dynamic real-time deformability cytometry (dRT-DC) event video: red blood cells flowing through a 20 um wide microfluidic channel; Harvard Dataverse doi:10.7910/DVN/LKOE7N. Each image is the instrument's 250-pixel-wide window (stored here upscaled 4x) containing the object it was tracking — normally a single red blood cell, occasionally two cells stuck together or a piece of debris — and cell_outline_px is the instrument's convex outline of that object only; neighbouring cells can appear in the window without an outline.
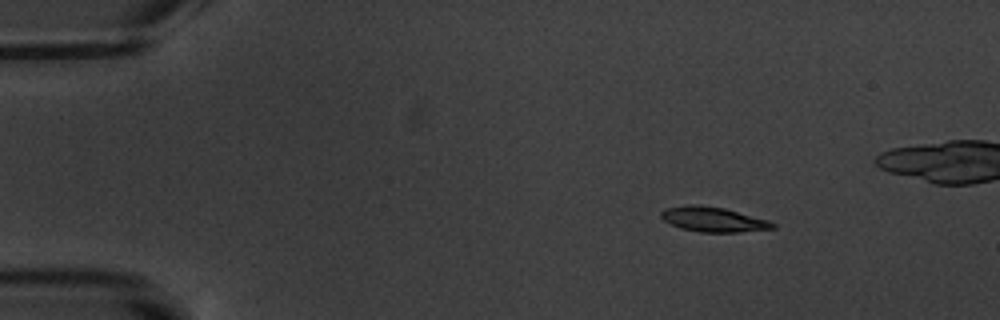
{"species": "common noctule bat (a hibernating species)", "species_latin": "Nyctalus noctula", "temperature_condition": "warm", "stored_images_in_passage": 18, "camera_frame_rate_fps": 3000, "um_per_image_px": 0.085, "animal": {"sex": "male", "body_mass_g": 20.1, "forearm_length_mm": 53.5}, "frame": {"image": 1, "passage_image": 3, "time_ms": 2.333, "image_size_px": [1000, 320], "cell_outline_px": [[776, 228], [740, 232], [700, 232], [680, 228], [664, 220], [660, 216], [660, 212], [664, 208], [688, 204], [696, 204], [724, 208], [768, 220], [776, 224]], "centroid_in_image_um": [60.61, 18.64], "position_along_channel_um": 24.4, "area_um2": 16.18}}
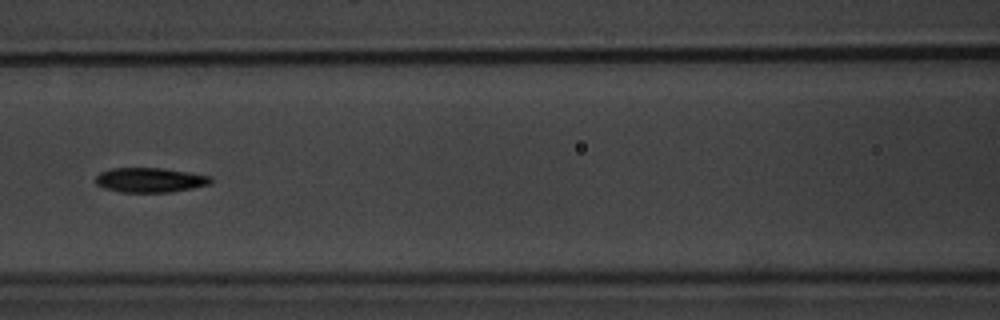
{"frame": {"image": 2, "passage_image": 8, "time_ms": 8.333, "image_size_px": [1000, 320], "cell_outline_px": [[212, 184], [172, 192], [120, 192], [104, 188], [96, 184], [96, 176], [100, 172], [112, 168], [164, 168], [212, 176]], "centroid_in_image_um": [12.77, 15.3], "position_along_channel_um": 153.8, "area_um2": 16.65}}
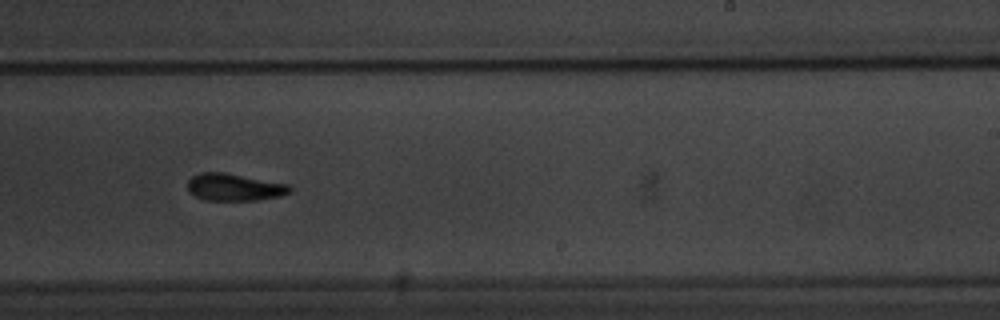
{"frame": {"image": 3, "passage_image": 11, "time_ms": 11.667, "image_size_px": [1000, 320], "cell_outline_px": [[292, 188], [288, 192], [280, 196], [256, 200], [204, 200], [188, 192], [188, 180], [192, 176], [200, 172], [224, 172], [288, 184]], "centroid_in_image_um": [19.87, 15.9], "position_along_channel_um": 269.1, "area_um2": 16.13}, "authors_computed_cell_mechanics": {"area_um2": 16.5019, "velocity_mm_per_s": 3.4625, "shape_relaxation_time_tau1_ms": 2.9412, "shape_relaxation_time_tau2_ms": 3.2083, "deformation_change_tau1": 0.1268, "deformation_change_tau2": 0.0971}}